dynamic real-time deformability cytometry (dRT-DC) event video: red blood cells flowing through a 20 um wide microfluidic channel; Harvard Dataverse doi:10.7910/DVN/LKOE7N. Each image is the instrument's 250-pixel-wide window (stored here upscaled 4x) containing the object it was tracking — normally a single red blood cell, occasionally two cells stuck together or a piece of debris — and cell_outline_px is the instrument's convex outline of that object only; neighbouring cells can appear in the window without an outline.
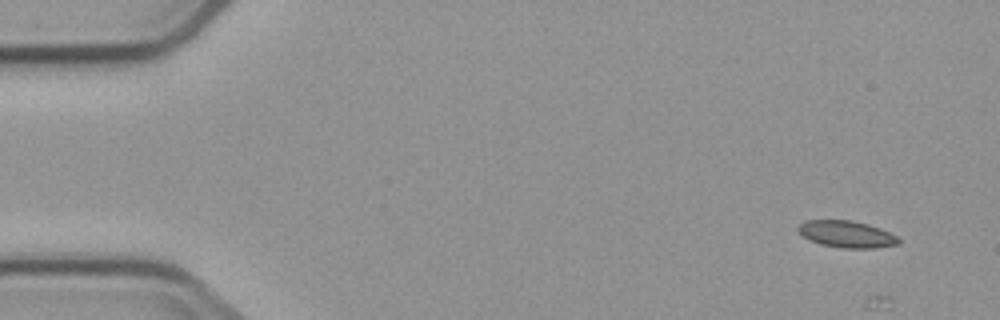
{"species": "common noctule bat (a hibernating species)", "species_latin": "Nyctalus noctula", "temperature_condition": "cold", "stored_images_in_passage": 6, "camera_frame_rate_fps": 3000, "um_per_image_px": 0.085, "animal": {"sex": "male", "body_mass_g": 23.1, "forearm_length_mm": 52.7}, "frame": {"image": 1, "passage_image": 1, "time_ms": 0.0, "image_size_px": [1000, 320], "cell_outline_px": [[900, 244], [876, 248], [844, 248], [820, 244], [808, 240], [796, 228], [804, 220], [852, 220], [868, 224], [880, 228], [896, 236], [900, 240]], "centroid_in_image_um": [71.96, 19.9], "position_along_channel_um": 13.0, "area_um2": 15.72}}
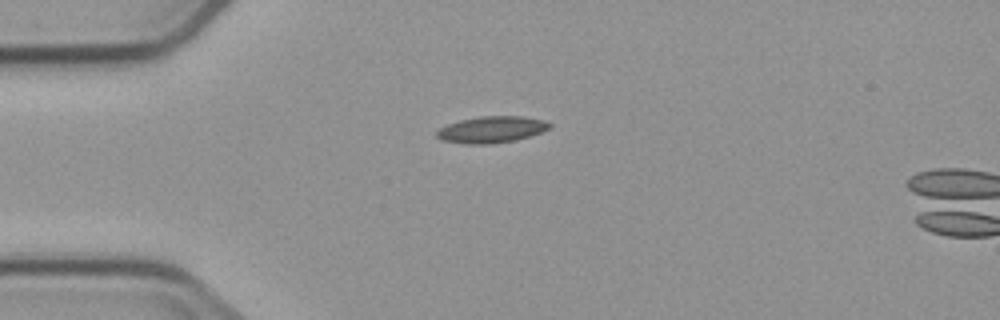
{"frame": {"image": 2, "passage_image": 6, "time_ms": 6.667, "image_size_px": [1000, 320], "cell_outline_px": [[552, 128], [516, 140], [492, 144], [468, 144], [440, 140], [436, 136], [436, 132], [440, 128], [448, 124], [460, 120], [480, 116], [524, 116], [544, 120], [552, 124]], "centroid_in_image_um": [41.79, 11.01], "position_along_channel_um": 43.2, "area_um2": 17.51}}